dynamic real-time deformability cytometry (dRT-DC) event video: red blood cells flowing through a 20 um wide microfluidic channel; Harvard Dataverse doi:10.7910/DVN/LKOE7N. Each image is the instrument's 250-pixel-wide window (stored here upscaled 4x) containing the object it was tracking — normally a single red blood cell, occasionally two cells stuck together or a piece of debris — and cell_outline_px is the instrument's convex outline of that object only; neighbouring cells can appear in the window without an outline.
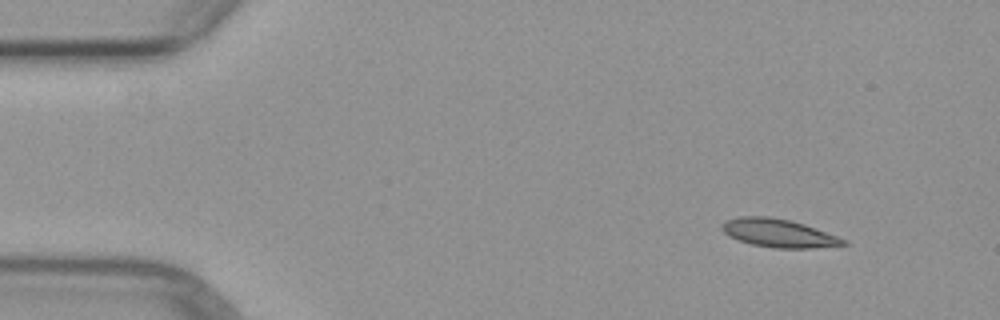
{"species": "common noctule bat (a hibernating species)", "species_latin": "Nyctalus noctula", "temperature_condition": "warm", "stored_images_in_passage": 6, "camera_frame_rate_fps": 3000, "um_per_image_px": 0.085, "animal": {"sex": "female", "body_mass_g": 29.2, "forearm_length_mm": 56.3}, "frame": {"image": 1, "passage_image": 1, "time_ms": 0.0, "image_size_px": [1000, 320], "cell_outline_px": [[848, 244], [812, 248], [772, 248], [752, 244], [736, 240], [728, 236], [720, 228], [720, 224], [724, 220], [740, 216], [768, 216], [788, 220], [804, 224], [848, 240]], "centroid_in_image_um": [66.12, 19.81], "position_along_channel_um": 18.9, "area_um2": 20.11}}
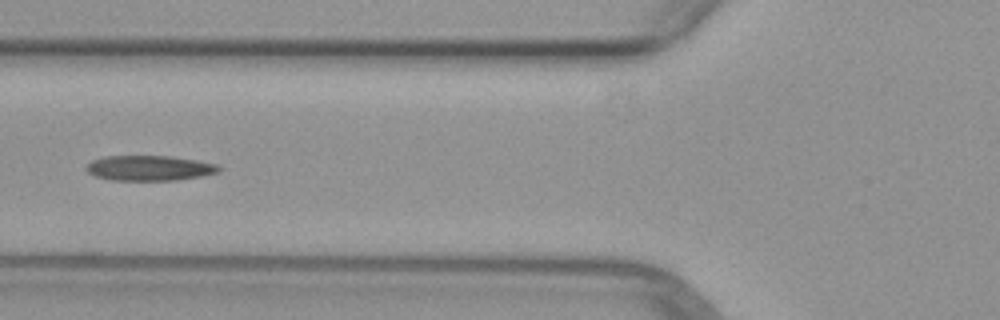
{"frame": {"image": 2, "passage_image": 5, "time_ms": 4.667, "image_size_px": [1000, 320], "cell_outline_px": [[220, 172], [200, 176], [176, 180], [112, 180], [96, 176], [88, 172], [84, 168], [92, 160], [104, 156], [172, 156], [196, 160], [216, 164], [220, 168]], "centroid_in_image_um": [12.69, 14.28], "position_along_channel_um": 113.1, "area_um2": 19.36}}
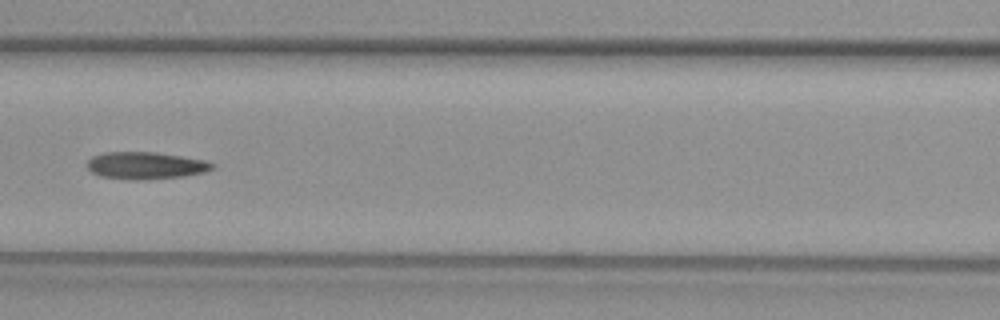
{"frame": {"image": 3, "passage_image": 6, "time_ms": 5.667, "image_size_px": [1000, 320], "cell_outline_px": [[216, 168], [204, 172], [184, 176], [148, 180], [144, 180], [100, 176], [92, 172], [84, 164], [92, 156], [104, 152], [156, 152], [204, 160], [216, 164]], "centroid_in_image_um": [12.39, 14.06], "position_along_channel_um": 154.2, "area_um2": 19.88}}